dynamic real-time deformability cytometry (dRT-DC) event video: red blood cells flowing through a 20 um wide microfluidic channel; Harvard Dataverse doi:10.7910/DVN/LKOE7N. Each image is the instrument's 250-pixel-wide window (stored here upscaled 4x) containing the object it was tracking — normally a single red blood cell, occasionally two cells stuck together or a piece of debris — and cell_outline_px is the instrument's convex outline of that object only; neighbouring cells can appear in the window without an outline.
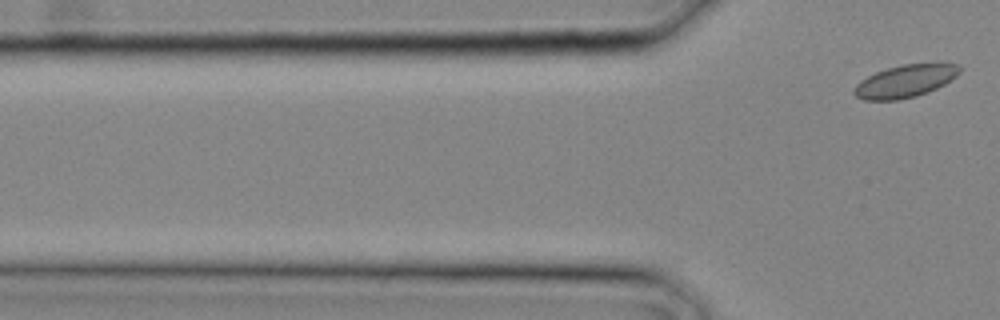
{"species": "common noctule bat (a hibernating species)", "species_latin": "Nyctalus noctula", "temperature_condition": "cold", "stored_images_in_passage": 2, "camera_frame_rate_fps": 3000, "um_per_image_px": 0.085, "animal": {"sex": "male", "body_mass_g": 20.4}, "frame": {"image": 1, "passage_image": 2, "time_ms": 0.333, "image_size_px": [1000, 320], "cell_outline_px": [[964, 68], [956, 76], [944, 84], [928, 92], [916, 96], [896, 100], [864, 100], [856, 96], [852, 92], [856, 84], [860, 80], [876, 72], [888, 68], [904, 64], [940, 60], [960, 64]], "centroid_in_image_um": [77.04, 6.84], "position_along_channel_um": 48.8, "area_um2": 20.69}}